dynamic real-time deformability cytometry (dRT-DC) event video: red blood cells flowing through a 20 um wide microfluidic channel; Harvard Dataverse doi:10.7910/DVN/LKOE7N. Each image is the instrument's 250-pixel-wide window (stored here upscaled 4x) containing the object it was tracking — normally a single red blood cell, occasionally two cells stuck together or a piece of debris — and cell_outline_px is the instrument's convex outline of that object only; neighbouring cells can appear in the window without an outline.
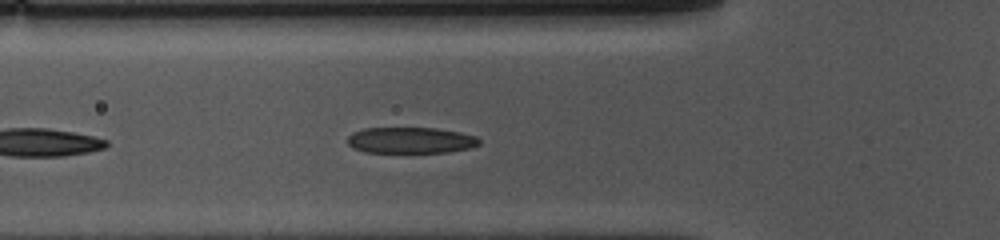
{"species": "common noctule bat (a hibernating species)", "species_latin": "Nyctalus noctula", "temperature_condition": "cold", "stored_images_in_passage": 20, "camera_frame_rate_fps": 3000, "um_per_image_px": 0.085, "animal": {"sex": "female", "body_mass_g": 10.0, "forearm_length_mm": 53.1}, "frame": {"image": 1, "passage_image": 6, "time_ms": 1.667, "image_size_px": [1000, 240], "cell_outline_px": [[480, 144], [468, 148], [448, 152], [364, 152], [352, 148], [348, 144], [348, 136], [352, 132], [364, 128], [436, 128], [460, 132], [476, 136], [480, 140]], "centroid_in_image_um": [34.88, 11.92], "position_along_channel_um": 90.9, "area_um2": 20.06}}